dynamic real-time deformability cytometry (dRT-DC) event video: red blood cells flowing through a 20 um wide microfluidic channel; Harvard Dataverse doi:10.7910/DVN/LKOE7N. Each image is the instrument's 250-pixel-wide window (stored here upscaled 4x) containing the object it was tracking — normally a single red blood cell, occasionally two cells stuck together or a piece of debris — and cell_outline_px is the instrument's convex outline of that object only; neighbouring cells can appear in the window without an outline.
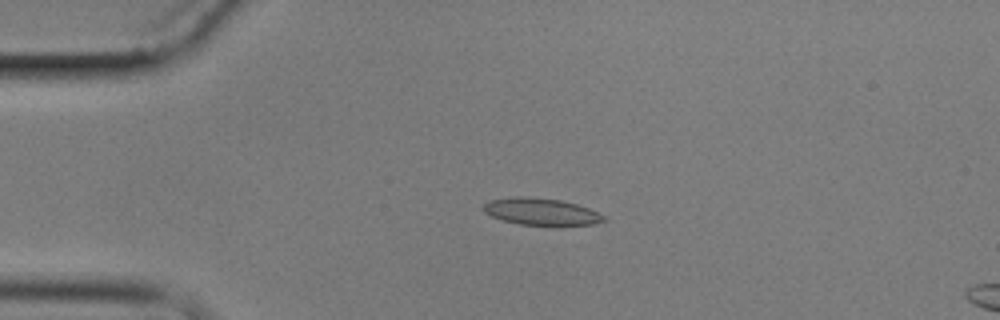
{"species": "common noctule bat (a hibernating species)", "species_latin": "Nyctalus noctula", "temperature_condition": "cold", "stored_images_in_passage": 5, "camera_frame_rate_fps": 3000, "um_per_image_px": 0.085, "animal": {"sex": "male", "body_mass_g": 17.9}, "frame": {"image": 1, "passage_image": 3, "time_ms": 2.0, "image_size_px": [1000, 320], "cell_outline_px": [[608, 220], [596, 224], [560, 228], [520, 224], [504, 220], [492, 216], [484, 212], [480, 208], [488, 200], [512, 196], [524, 196], [560, 200], [576, 204], [588, 208], [608, 216]], "centroid_in_image_um": [46.07, 18.03], "position_along_channel_um": 38.9, "area_um2": 19.88}}